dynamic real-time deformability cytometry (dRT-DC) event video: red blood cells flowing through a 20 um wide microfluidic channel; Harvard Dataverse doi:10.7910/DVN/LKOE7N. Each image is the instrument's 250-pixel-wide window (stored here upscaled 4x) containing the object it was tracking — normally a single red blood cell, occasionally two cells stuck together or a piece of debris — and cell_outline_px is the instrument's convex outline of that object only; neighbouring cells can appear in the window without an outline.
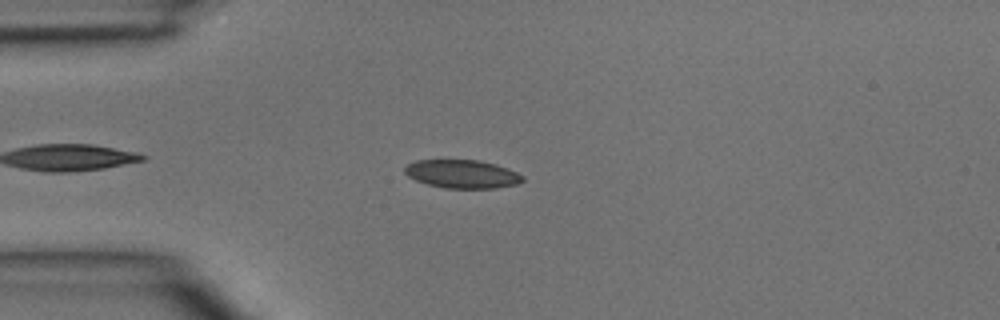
{"species": "common noctule bat (a hibernating species)", "species_latin": "Nyctalus noctula", "temperature_condition": "room temperature", "stored_images_in_passage": 2, "camera_frame_rate_fps": 3000, "um_per_image_px": 0.085, "animal": {"sex": "male", "body_mass_g": 15.6}, "frame": {"image": 1, "passage_image": 1, "time_ms": 0.0, "image_size_px": [1000, 320], "cell_outline_px": [[524, 180], [516, 184], [496, 188], [444, 188], [428, 184], [416, 180], [408, 176], [404, 172], [404, 168], [408, 164], [416, 160], [480, 160], [496, 164], [508, 168], [524, 176]], "centroid_in_image_um": [39.3, 14.78], "position_along_channel_um": 45.7, "area_um2": 19.48}}
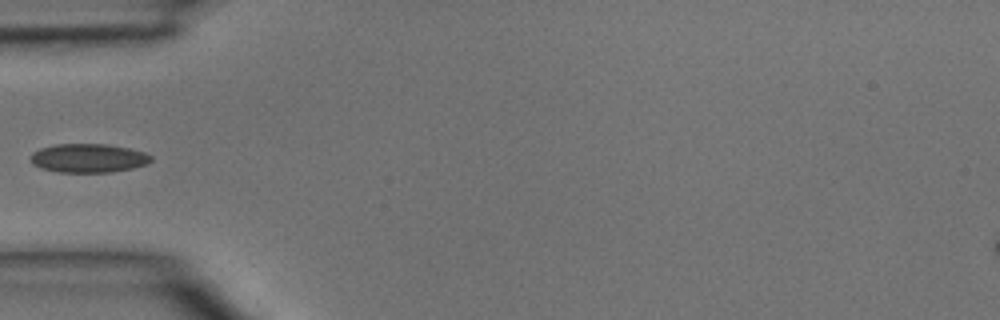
{"frame": {"image": 2, "passage_image": 2, "time_ms": 0.333, "image_size_px": [1000, 320], "cell_outline_px": [[152, 160], [148, 164], [132, 168], [108, 172], [56, 172], [40, 168], [32, 164], [32, 152], [40, 148], [56, 144], [108, 144], [128, 148], [144, 152], [152, 156]], "centroid_in_image_um": [7.51, 13.44], "position_along_channel_um": 77.5, "area_um2": 20.23}}